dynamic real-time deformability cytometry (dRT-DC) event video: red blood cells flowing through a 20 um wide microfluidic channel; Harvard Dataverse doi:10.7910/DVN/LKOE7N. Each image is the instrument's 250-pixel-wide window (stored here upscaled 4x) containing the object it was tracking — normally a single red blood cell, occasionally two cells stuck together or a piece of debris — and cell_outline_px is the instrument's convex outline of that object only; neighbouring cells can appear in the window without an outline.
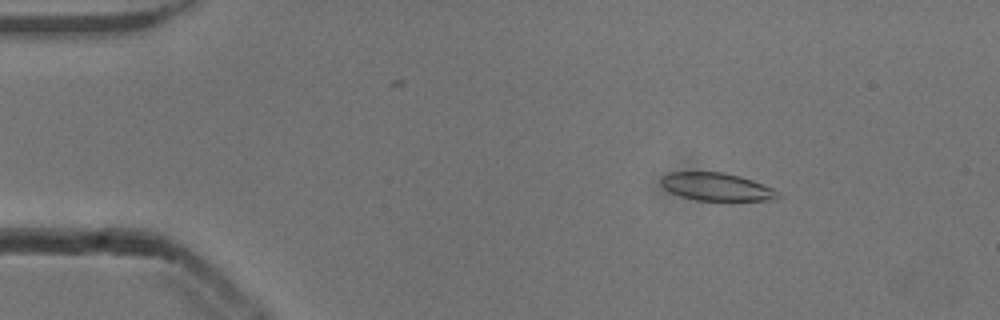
{"species": "common noctule bat (a hibernating species)", "species_latin": "Nyctalus noctula", "temperature_condition": "cold", "stored_images_in_passage": 49, "camera_frame_rate_fps": 3000, "um_per_image_px": 0.085, "animal": {"sex": "male", "body_mass_g": 13.3}, "frame": {"image": 1, "passage_image": 4, "time_ms": 1.0, "image_size_px": [1000, 320], "cell_outline_px": [[780, 196], [776, 200], [696, 200], [680, 196], [664, 188], [660, 184], [660, 180], [668, 172], [724, 172], [740, 176], [752, 180], [772, 188], [780, 192]], "centroid_in_image_um": [60.91, 15.87], "position_along_channel_um": 24.1, "area_um2": 18.9}}
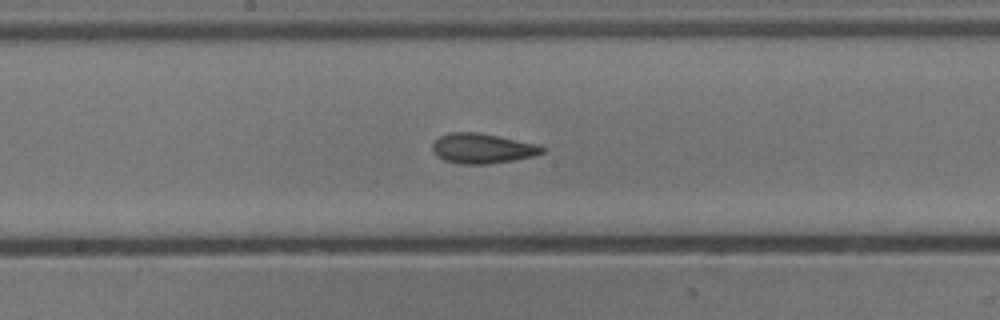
{"frame": {"image": 2, "passage_image": 24, "time_ms": 7.667, "image_size_px": [1000, 320], "cell_outline_px": [[548, 148], [544, 152], [532, 156], [512, 160], [488, 164], [460, 164], [444, 160], [436, 156], [432, 152], [432, 144], [440, 136], [448, 132], [476, 132], [540, 144]], "centroid_in_image_um": [41.0, 12.61], "position_along_channel_um": 207.2, "area_um2": 19.31}}
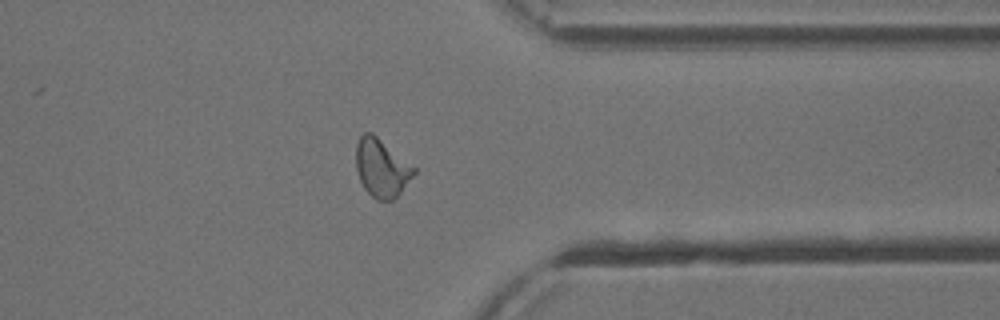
{"frame": {"image": 3, "passage_image": 38, "time_ms": 12.333, "image_size_px": [1000, 320], "cell_outline_px": [[416, 172], [400, 192], [392, 200], [376, 200], [364, 188], [360, 180], [356, 168], [356, 144], [360, 136], [364, 132], [372, 132], [416, 168]], "centroid_in_image_um": [32.42, 14.26], "position_along_channel_um": 379.0, "area_um2": 19.42}, "authors_computed_cell_mechanics": {"area_um2": 19.3052, "velocity_mm_per_s": 3.8463, "shape_relaxation_time_tau1_ms": null, "shape_relaxation_time_tau2_ms": 1.6081, "deformation_change_tau1": null, "deformation_change_tau2": 0.0887}}